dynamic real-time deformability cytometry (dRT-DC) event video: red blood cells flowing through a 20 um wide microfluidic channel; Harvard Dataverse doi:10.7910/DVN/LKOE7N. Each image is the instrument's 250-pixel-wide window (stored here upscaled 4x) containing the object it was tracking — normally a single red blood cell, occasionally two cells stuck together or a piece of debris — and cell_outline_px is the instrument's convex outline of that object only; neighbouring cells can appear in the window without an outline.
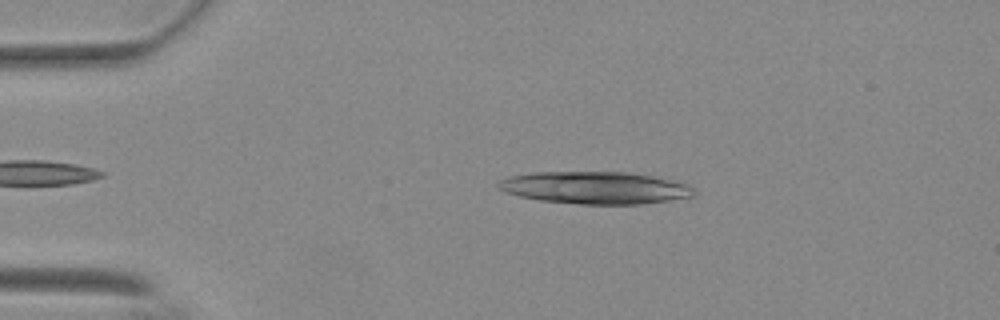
{"species": "Egyptian fruit bat (a non-hibernating species)", "species_latin": "Rousettus aegyptiacus", "temperature_condition": "warm", "stored_images_in_passage": 47, "camera_frame_rate_fps": 3000, "um_per_image_px": 0.085, "animal": {"sex": "female"}, "frame": {"image": 1, "passage_image": 10, "time_ms": 3.0, "image_size_px": [1000, 320], "cell_outline_px": [[696, 196], [640, 204], [580, 204], [540, 200], [520, 196], [504, 192], [496, 184], [500, 180], [508, 176], [536, 172], [628, 172], [680, 180], [688, 184], [696, 192]], "centroid_in_image_um": [50.64, 15.95], "position_along_channel_um": 34.4, "area_um2": 37.05}}